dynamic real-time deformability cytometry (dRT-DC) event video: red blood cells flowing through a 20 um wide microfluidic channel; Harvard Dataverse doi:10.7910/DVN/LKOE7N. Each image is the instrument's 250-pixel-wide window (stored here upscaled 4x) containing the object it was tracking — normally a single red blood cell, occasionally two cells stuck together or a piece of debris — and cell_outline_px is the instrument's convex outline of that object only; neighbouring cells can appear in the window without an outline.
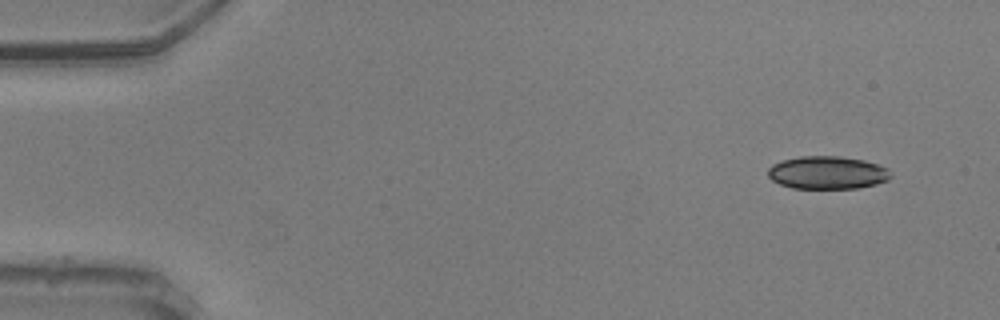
{"species": "common noctule bat (a hibernating species)", "species_latin": "Nyctalus noctula", "temperature_condition": "warm", "stored_images_in_passage": 52, "camera_frame_rate_fps": 3000, "um_per_image_px": 0.085, "animal": {"sex": "male", "body_mass_g": 20.5, "forearm_length_mm": 52.5}, "frame": {"image": 1, "passage_image": 1, "time_ms": 0.0, "image_size_px": [1000, 320], "cell_outline_px": [[892, 176], [888, 180], [876, 184], [860, 188], [792, 188], [780, 184], [772, 180], [768, 176], [768, 168], [772, 164], [784, 160], [800, 156], [840, 156], [864, 160], [888, 168]], "centroid_in_image_um": [70.34, 14.67], "position_along_channel_um": 14.7, "area_um2": 23.58}}
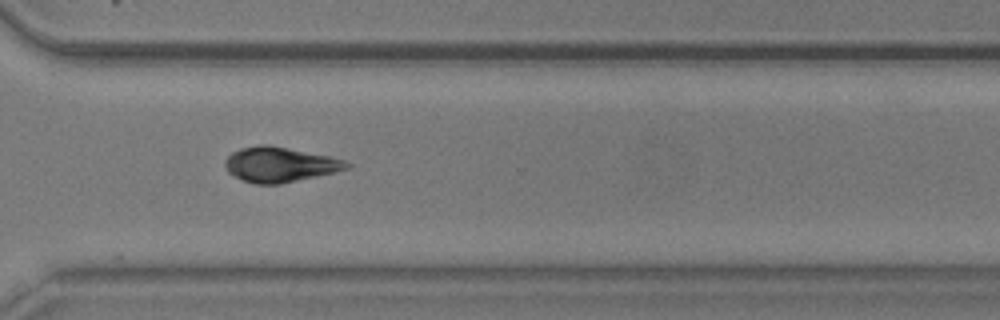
{"frame": {"image": 2, "passage_image": 38, "time_ms": 12.333, "image_size_px": [1000, 320], "cell_outline_px": [[352, 168], [280, 184], [256, 184], [240, 180], [228, 172], [224, 168], [224, 160], [232, 152], [240, 148], [260, 144], [268, 144], [328, 156], [344, 160], [352, 164]], "centroid_in_image_um": [23.75, 13.99], "position_along_channel_um": 346.9, "area_um2": 24.91}}
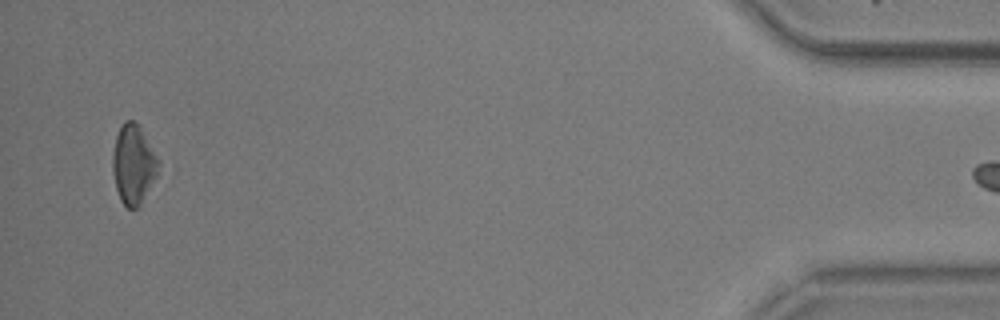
{"frame": {"image": 3, "passage_image": 51, "time_ms": 16.667, "image_size_px": [1000, 320], "cell_outline_px": [[160, 164], [156, 176], [140, 208], [128, 208], [120, 200], [116, 188], [112, 172], [112, 152], [116, 136], [124, 120], [132, 120], [136, 124], [160, 160]], "centroid_in_image_um": [11.33, 14.03], "position_along_channel_um": 423.9, "area_um2": 21.1}}